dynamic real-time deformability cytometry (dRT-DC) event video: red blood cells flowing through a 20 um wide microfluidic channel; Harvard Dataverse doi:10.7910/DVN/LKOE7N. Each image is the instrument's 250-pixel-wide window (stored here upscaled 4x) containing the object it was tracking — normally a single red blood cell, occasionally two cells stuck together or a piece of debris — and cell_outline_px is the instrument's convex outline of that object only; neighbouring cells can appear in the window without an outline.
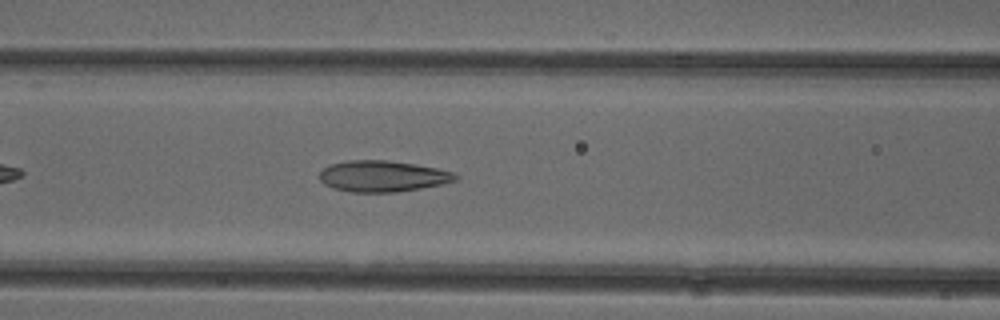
{"species": "common noctule bat (a hibernating species)", "species_latin": "Nyctalus noctula", "temperature_condition": "cold", "stored_images_in_passage": 33, "camera_frame_rate_fps": 3000, "um_per_image_px": 0.085, "animal": {"sex": "female"}, "frame": {"image": 1, "passage_image": 9, "time_ms": 2.667, "image_size_px": [1000, 320], "cell_outline_px": [[460, 176], [456, 180], [440, 184], [420, 188], [396, 192], [352, 192], [332, 188], [324, 184], [320, 180], [320, 172], [324, 168], [332, 164], [348, 160], [388, 160], [416, 164], [456, 172]], "centroid_in_image_um": [32.54, 14.97], "position_along_channel_um": 134.1, "area_um2": 24.68}}
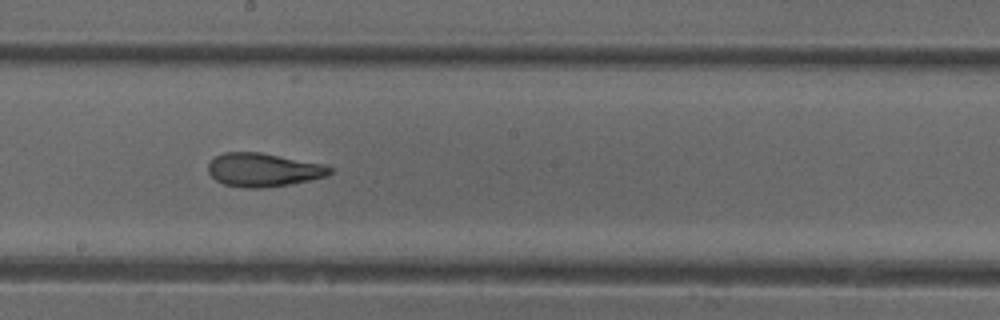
{"frame": {"image": 2, "passage_image": 16, "time_ms": 5.0, "image_size_px": [1000, 320], "cell_outline_px": [[332, 172], [328, 176], [288, 184], [264, 188], [244, 188], [224, 184], [216, 180], [208, 172], [208, 164], [216, 156], [224, 152], [260, 152], [320, 164], [332, 168]], "centroid_in_image_um": [22.34, 14.44], "position_along_channel_um": 225.9, "area_um2": 23.47}}
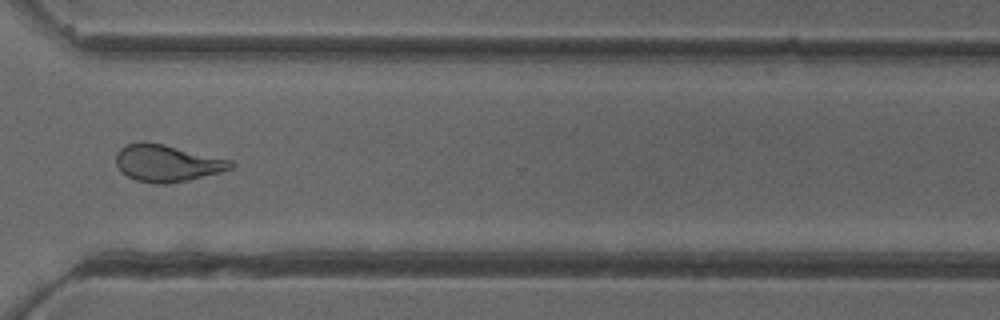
{"frame": {"image": 3, "passage_image": 26, "time_ms": 8.333, "image_size_px": [1000, 320], "cell_outline_px": [[236, 164], [232, 168], [220, 172], [188, 180], [164, 184], [156, 184], [136, 180], [128, 176], [116, 164], [116, 152], [120, 148], [128, 144], [140, 140], [144, 140], [164, 144], [232, 160]], "centroid_in_image_um": [14.2, 13.85], "position_along_channel_um": 356.4, "area_um2": 24.74}, "authors_computed_cell_mechanics": {"area_um2": 24.0448, "velocity_mm_per_s": 3.9302, "shape_relaxation_time_tau1_ms": null, "shape_relaxation_time_tau2_ms": 1.7856, "deformation_change_tau1": null, "deformation_change_tau2": 0.0939}}